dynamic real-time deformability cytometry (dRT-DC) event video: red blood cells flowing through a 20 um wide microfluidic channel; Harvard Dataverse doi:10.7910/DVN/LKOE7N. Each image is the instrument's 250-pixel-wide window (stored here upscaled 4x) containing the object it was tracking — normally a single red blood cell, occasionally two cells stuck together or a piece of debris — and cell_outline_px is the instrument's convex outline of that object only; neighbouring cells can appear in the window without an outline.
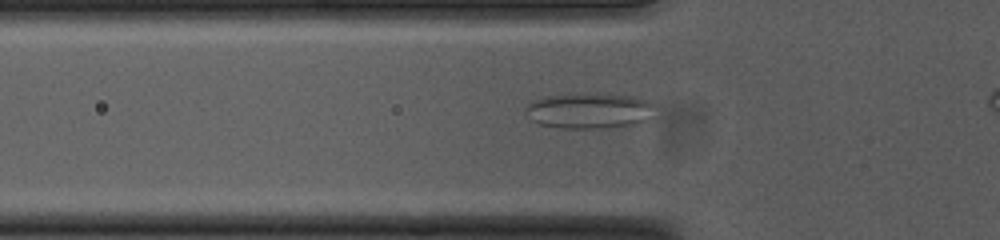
{"species": "common noctule bat (a hibernating species)", "species_latin": "Nyctalus noctula", "temperature_condition": "cold", "stored_images_in_passage": 32, "camera_frame_rate_fps": 3000, "um_per_image_px": 0.085, "animal": {"sex": "female", "body_mass_g": 23.0, "forearm_length_mm": 53.4}, "frame": {"image": 1, "passage_image": 6, "time_ms": 1.667, "image_size_px": [1000, 240], "cell_outline_px": [[652, 104], [644, 120], [640, 124], [604, 128], [560, 128], [540, 124], [532, 120], [524, 112], [528, 104], [532, 100], [548, 96], [572, 92], [600, 92], [636, 96]], "centroid_in_image_um": [49.99, 9.37], "position_along_channel_um": 75.8, "area_um2": 27.11}}
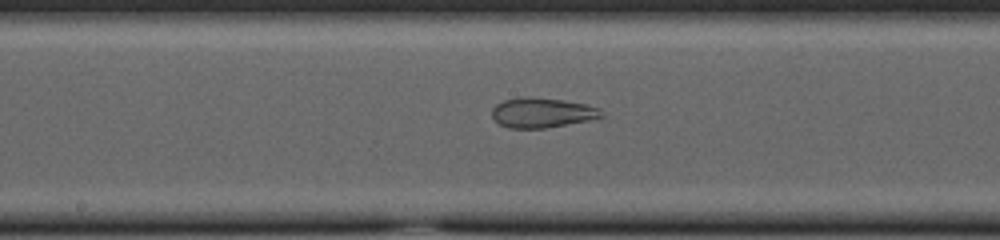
{"frame": {"image": 2, "passage_image": 16, "time_ms": 5.0, "image_size_px": [1000, 240], "cell_outline_px": [[604, 116], [588, 120], [548, 128], [508, 128], [500, 124], [492, 116], [492, 108], [496, 104], [504, 100], [520, 96], [528, 96], [564, 100], [588, 104], [600, 108], [604, 112]], "centroid_in_image_um": [46.09, 9.56], "position_along_channel_um": 202.1, "area_um2": 19.31}}
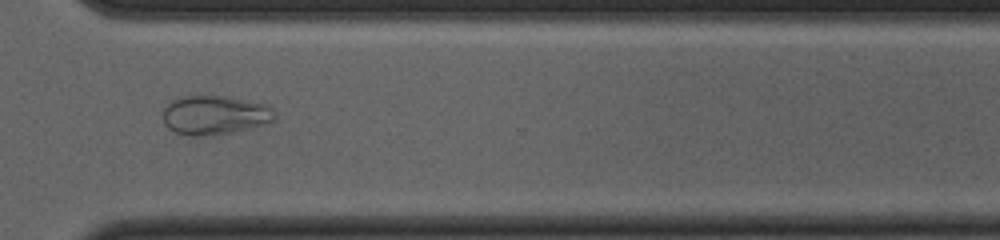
{"frame": {"image": 3, "passage_image": 28, "time_ms": 9.0, "image_size_px": [1000, 240], "cell_outline_px": [[276, 120], [272, 124], [212, 136], [188, 136], [176, 132], [168, 128], [164, 124], [164, 108], [172, 100], [184, 96], [228, 96], [268, 104], [276, 112]], "centroid_in_image_um": [18.34, 9.79], "position_along_channel_um": 352.3, "area_um2": 26.07}, "authors_computed_cell_mechanics": {"area_um2": 21.9062, "velocity_mm_per_s": 3.7615, "shape_relaxation_time_tau1_ms": null, "shape_relaxation_time_tau2_ms": 1.5693, "deformation_change_tau1": null, "deformation_change_tau2": 0.0771}}